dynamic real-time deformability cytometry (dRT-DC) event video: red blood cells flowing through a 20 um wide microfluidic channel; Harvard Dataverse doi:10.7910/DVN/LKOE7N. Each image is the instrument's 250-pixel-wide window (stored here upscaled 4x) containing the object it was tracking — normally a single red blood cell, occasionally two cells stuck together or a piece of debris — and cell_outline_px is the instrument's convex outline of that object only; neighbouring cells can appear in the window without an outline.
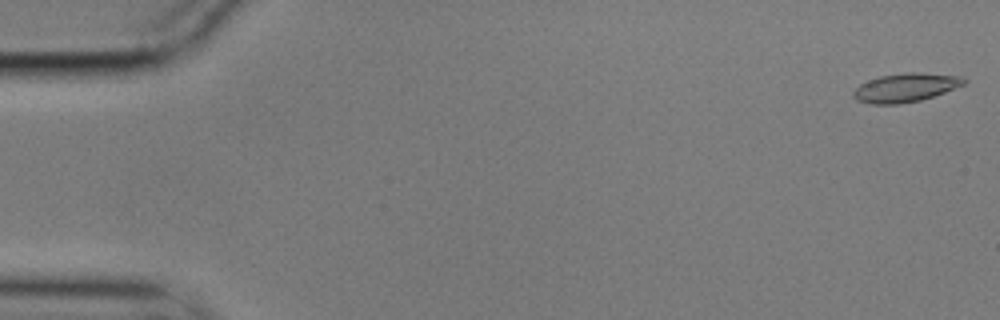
{"species": "common noctule bat (a hibernating species)", "species_latin": "Nyctalus noctula", "temperature_condition": "cold", "stored_images_in_passage": 10, "camera_frame_rate_fps": 3000, "um_per_image_px": 0.085, "animal": {"sex": "male", "body_mass_g": 17.9}, "frame": {"image": 1, "passage_image": 1, "time_ms": 0.0, "image_size_px": [1000, 320], "cell_outline_px": [[968, 80], [964, 84], [944, 92], [920, 100], [900, 104], [868, 104], [856, 100], [852, 96], [852, 92], [860, 84], [868, 80], [880, 76], [908, 72], [916, 72], [964, 76]], "centroid_in_image_um": [76.95, 7.44], "position_along_channel_um": 8.0, "area_um2": 18.55}}